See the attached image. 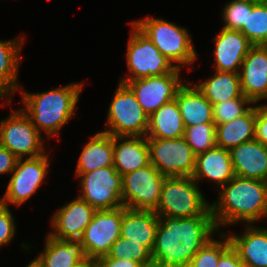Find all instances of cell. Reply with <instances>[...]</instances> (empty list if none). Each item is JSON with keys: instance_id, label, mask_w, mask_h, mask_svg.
Returning a JSON list of instances; mask_svg holds the SVG:
<instances>
[{"instance_id": "cell-1", "label": "cell", "mask_w": 267, "mask_h": 267, "mask_svg": "<svg viewBox=\"0 0 267 267\" xmlns=\"http://www.w3.org/2000/svg\"><path fill=\"white\" fill-rule=\"evenodd\" d=\"M153 262L158 267H188L192 257L210 240L217 226L213 216H158Z\"/></svg>"}, {"instance_id": "cell-2", "label": "cell", "mask_w": 267, "mask_h": 267, "mask_svg": "<svg viewBox=\"0 0 267 267\" xmlns=\"http://www.w3.org/2000/svg\"><path fill=\"white\" fill-rule=\"evenodd\" d=\"M222 188L220 201L210 206L218 229L222 224L253 223L267 216L266 181L235 176Z\"/></svg>"}, {"instance_id": "cell-3", "label": "cell", "mask_w": 267, "mask_h": 267, "mask_svg": "<svg viewBox=\"0 0 267 267\" xmlns=\"http://www.w3.org/2000/svg\"><path fill=\"white\" fill-rule=\"evenodd\" d=\"M83 85L73 83L36 94L22 92V102L25 104L22 110L40 133L42 129L47 135L54 136L75 113Z\"/></svg>"}, {"instance_id": "cell-4", "label": "cell", "mask_w": 267, "mask_h": 267, "mask_svg": "<svg viewBox=\"0 0 267 267\" xmlns=\"http://www.w3.org/2000/svg\"><path fill=\"white\" fill-rule=\"evenodd\" d=\"M190 176L165 177L161 198L154 211L158 216L185 218L212 216L210 205Z\"/></svg>"}, {"instance_id": "cell-5", "label": "cell", "mask_w": 267, "mask_h": 267, "mask_svg": "<svg viewBox=\"0 0 267 267\" xmlns=\"http://www.w3.org/2000/svg\"><path fill=\"white\" fill-rule=\"evenodd\" d=\"M133 24L171 63L192 64L197 58L190 35L185 28L151 17Z\"/></svg>"}, {"instance_id": "cell-6", "label": "cell", "mask_w": 267, "mask_h": 267, "mask_svg": "<svg viewBox=\"0 0 267 267\" xmlns=\"http://www.w3.org/2000/svg\"><path fill=\"white\" fill-rule=\"evenodd\" d=\"M108 111V130L111 136H146L149 116L143 111L132 90L119 84Z\"/></svg>"}, {"instance_id": "cell-7", "label": "cell", "mask_w": 267, "mask_h": 267, "mask_svg": "<svg viewBox=\"0 0 267 267\" xmlns=\"http://www.w3.org/2000/svg\"><path fill=\"white\" fill-rule=\"evenodd\" d=\"M132 34L127 48V64L130 76L121 82H129L134 79L161 76L173 72L181 65L172 64L155 47L152 41L146 37L133 23Z\"/></svg>"}, {"instance_id": "cell-8", "label": "cell", "mask_w": 267, "mask_h": 267, "mask_svg": "<svg viewBox=\"0 0 267 267\" xmlns=\"http://www.w3.org/2000/svg\"><path fill=\"white\" fill-rule=\"evenodd\" d=\"M150 163L165 177L192 176L196 155L185 139L146 138Z\"/></svg>"}, {"instance_id": "cell-9", "label": "cell", "mask_w": 267, "mask_h": 267, "mask_svg": "<svg viewBox=\"0 0 267 267\" xmlns=\"http://www.w3.org/2000/svg\"><path fill=\"white\" fill-rule=\"evenodd\" d=\"M165 176L150 163L122 176V200L126 208L155 211Z\"/></svg>"}, {"instance_id": "cell-10", "label": "cell", "mask_w": 267, "mask_h": 267, "mask_svg": "<svg viewBox=\"0 0 267 267\" xmlns=\"http://www.w3.org/2000/svg\"><path fill=\"white\" fill-rule=\"evenodd\" d=\"M81 177L82 194L79 197L96 210H111L124 206L122 200V176L114 166L93 170Z\"/></svg>"}, {"instance_id": "cell-11", "label": "cell", "mask_w": 267, "mask_h": 267, "mask_svg": "<svg viewBox=\"0 0 267 267\" xmlns=\"http://www.w3.org/2000/svg\"><path fill=\"white\" fill-rule=\"evenodd\" d=\"M0 145L18 159L24 155L35 158L45 152L41 133L22 109L12 112L9 118L0 122Z\"/></svg>"}, {"instance_id": "cell-12", "label": "cell", "mask_w": 267, "mask_h": 267, "mask_svg": "<svg viewBox=\"0 0 267 267\" xmlns=\"http://www.w3.org/2000/svg\"><path fill=\"white\" fill-rule=\"evenodd\" d=\"M123 206L111 210H97L80 239L86 257L107 256L112 244L121 236Z\"/></svg>"}, {"instance_id": "cell-13", "label": "cell", "mask_w": 267, "mask_h": 267, "mask_svg": "<svg viewBox=\"0 0 267 267\" xmlns=\"http://www.w3.org/2000/svg\"><path fill=\"white\" fill-rule=\"evenodd\" d=\"M48 155L35 158H19L12 177L8 183L7 190L0 203L8 205L13 203L21 205L34 194L48 173Z\"/></svg>"}, {"instance_id": "cell-14", "label": "cell", "mask_w": 267, "mask_h": 267, "mask_svg": "<svg viewBox=\"0 0 267 267\" xmlns=\"http://www.w3.org/2000/svg\"><path fill=\"white\" fill-rule=\"evenodd\" d=\"M179 68L161 76L134 79L126 84L134 93L143 111L150 116L162 105L175 99L178 89L183 85L179 79Z\"/></svg>"}, {"instance_id": "cell-15", "label": "cell", "mask_w": 267, "mask_h": 267, "mask_svg": "<svg viewBox=\"0 0 267 267\" xmlns=\"http://www.w3.org/2000/svg\"><path fill=\"white\" fill-rule=\"evenodd\" d=\"M97 210L80 197L60 208L53 216L55 232L49 235L58 240H80Z\"/></svg>"}, {"instance_id": "cell-16", "label": "cell", "mask_w": 267, "mask_h": 267, "mask_svg": "<svg viewBox=\"0 0 267 267\" xmlns=\"http://www.w3.org/2000/svg\"><path fill=\"white\" fill-rule=\"evenodd\" d=\"M241 68L239 77L243 95L253 103L267 99V46H253Z\"/></svg>"}, {"instance_id": "cell-17", "label": "cell", "mask_w": 267, "mask_h": 267, "mask_svg": "<svg viewBox=\"0 0 267 267\" xmlns=\"http://www.w3.org/2000/svg\"><path fill=\"white\" fill-rule=\"evenodd\" d=\"M217 71L239 73L241 64L254 46L240 30L222 28L214 39Z\"/></svg>"}, {"instance_id": "cell-18", "label": "cell", "mask_w": 267, "mask_h": 267, "mask_svg": "<svg viewBox=\"0 0 267 267\" xmlns=\"http://www.w3.org/2000/svg\"><path fill=\"white\" fill-rule=\"evenodd\" d=\"M235 176L267 182V147L253 139L230 150Z\"/></svg>"}, {"instance_id": "cell-19", "label": "cell", "mask_w": 267, "mask_h": 267, "mask_svg": "<svg viewBox=\"0 0 267 267\" xmlns=\"http://www.w3.org/2000/svg\"><path fill=\"white\" fill-rule=\"evenodd\" d=\"M113 148L114 168L121 176L150 164L146 136H113Z\"/></svg>"}, {"instance_id": "cell-20", "label": "cell", "mask_w": 267, "mask_h": 267, "mask_svg": "<svg viewBox=\"0 0 267 267\" xmlns=\"http://www.w3.org/2000/svg\"><path fill=\"white\" fill-rule=\"evenodd\" d=\"M191 177L195 181L202 178L210 179L220 187L227 184L235 177L230 150L215 146L196 155L195 170Z\"/></svg>"}, {"instance_id": "cell-21", "label": "cell", "mask_w": 267, "mask_h": 267, "mask_svg": "<svg viewBox=\"0 0 267 267\" xmlns=\"http://www.w3.org/2000/svg\"><path fill=\"white\" fill-rule=\"evenodd\" d=\"M159 217L154 211L134 210L123 206L121 237L139 242L151 252L154 248Z\"/></svg>"}, {"instance_id": "cell-22", "label": "cell", "mask_w": 267, "mask_h": 267, "mask_svg": "<svg viewBox=\"0 0 267 267\" xmlns=\"http://www.w3.org/2000/svg\"><path fill=\"white\" fill-rule=\"evenodd\" d=\"M183 84L177 91V101L184 127L203 123H214L213 105L204 97L196 86Z\"/></svg>"}, {"instance_id": "cell-23", "label": "cell", "mask_w": 267, "mask_h": 267, "mask_svg": "<svg viewBox=\"0 0 267 267\" xmlns=\"http://www.w3.org/2000/svg\"><path fill=\"white\" fill-rule=\"evenodd\" d=\"M242 236H228L245 267H267V229L246 228Z\"/></svg>"}, {"instance_id": "cell-24", "label": "cell", "mask_w": 267, "mask_h": 267, "mask_svg": "<svg viewBox=\"0 0 267 267\" xmlns=\"http://www.w3.org/2000/svg\"><path fill=\"white\" fill-rule=\"evenodd\" d=\"M182 116L174 99L149 116L146 138L179 139L184 136Z\"/></svg>"}, {"instance_id": "cell-25", "label": "cell", "mask_w": 267, "mask_h": 267, "mask_svg": "<svg viewBox=\"0 0 267 267\" xmlns=\"http://www.w3.org/2000/svg\"><path fill=\"white\" fill-rule=\"evenodd\" d=\"M113 155V136L104 132L96 133L80 154L76 174L114 166Z\"/></svg>"}, {"instance_id": "cell-26", "label": "cell", "mask_w": 267, "mask_h": 267, "mask_svg": "<svg viewBox=\"0 0 267 267\" xmlns=\"http://www.w3.org/2000/svg\"><path fill=\"white\" fill-rule=\"evenodd\" d=\"M256 106L244 115L216 126V146L231 150L255 139Z\"/></svg>"}, {"instance_id": "cell-27", "label": "cell", "mask_w": 267, "mask_h": 267, "mask_svg": "<svg viewBox=\"0 0 267 267\" xmlns=\"http://www.w3.org/2000/svg\"><path fill=\"white\" fill-rule=\"evenodd\" d=\"M38 259L44 267H72L86 258L80 240H58L48 235Z\"/></svg>"}, {"instance_id": "cell-28", "label": "cell", "mask_w": 267, "mask_h": 267, "mask_svg": "<svg viewBox=\"0 0 267 267\" xmlns=\"http://www.w3.org/2000/svg\"><path fill=\"white\" fill-rule=\"evenodd\" d=\"M195 86L212 105L243 96L239 73L216 70L214 77Z\"/></svg>"}, {"instance_id": "cell-29", "label": "cell", "mask_w": 267, "mask_h": 267, "mask_svg": "<svg viewBox=\"0 0 267 267\" xmlns=\"http://www.w3.org/2000/svg\"><path fill=\"white\" fill-rule=\"evenodd\" d=\"M0 41V97H4L19 89L17 84V71L19 66L20 40ZM19 40V41H18Z\"/></svg>"}, {"instance_id": "cell-30", "label": "cell", "mask_w": 267, "mask_h": 267, "mask_svg": "<svg viewBox=\"0 0 267 267\" xmlns=\"http://www.w3.org/2000/svg\"><path fill=\"white\" fill-rule=\"evenodd\" d=\"M240 32L254 46H267V4H253L251 11H247L246 23Z\"/></svg>"}, {"instance_id": "cell-31", "label": "cell", "mask_w": 267, "mask_h": 267, "mask_svg": "<svg viewBox=\"0 0 267 267\" xmlns=\"http://www.w3.org/2000/svg\"><path fill=\"white\" fill-rule=\"evenodd\" d=\"M183 138L195 155L204 153L216 146V126L203 123L185 127Z\"/></svg>"}, {"instance_id": "cell-32", "label": "cell", "mask_w": 267, "mask_h": 267, "mask_svg": "<svg viewBox=\"0 0 267 267\" xmlns=\"http://www.w3.org/2000/svg\"><path fill=\"white\" fill-rule=\"evenodd\" d=\"M107 256L120 260L131 259L141 265L153 262L152 252L146 246L139 242L128 241V239L121 236L112 244L111 250Z\"/></svg>"}, {"instance_id": "cell-33", "label": "cell", "mask_w": 267, "mask_h": 267, "mask_svg": "<svg viewBox=\"0 0 267 267\" xmlns=\"http://www.w3.org/2000/svg\"><path fill=\"white\" fill-rule=\"evenodd\" d=\"M224 241L210 239L191 259L188 267H218L220 256L231 246L228 236Z\"/></svg>"}, {"instance_id": "cell-34", "label": "cell", "mask_w": 267, "mask_h": 267, "mask_svg": "<svg viewBox=\"0 0 267 267\" xmlns=\"http://www.w3.org/2000/svg\"><path fill=\"white\" fill-rule=\"evenodd\" d=\"M253 103L246 96L226 100L213 105V118L215 126L229 122L246 114L252 107L244 108V105Z\"/></svg>"}, {"instance_id": "cell-35", "label": "cell", "mask_w": 267, "mask_h": 267, "mask_svg": "<svg viewBox=\"0 0 267 267\" xmlns=\"http://www.w3.org/2000/svg\"><path fill=\"white\" fill-rule=\"evenodd\" d=\"M253 2L249 0H232L223 11V20L226 29L241 30L247 18V11L253 8Z\"/></svg>"}, {"instance_id": "cell-36", "label": "cell", "mask_w": 267, "mask_h": 267, "mask_svg": "<svg viewBox=\"0 0 267 267\" xmlns=\"http://www.w3.org/2000/svg\"><path fill=\"white\" fill-rule=\"evenodd\" d=\"M15 234V225L8 206L0 203V246L8 244Z\"/></svg>"}, {"instance_id": "cell-37", "label": "cell", "mask_w": 267, "mask_h": 267, "mask_svg": "<svg viewBox=\"0 0 267 267\" xmlns=\"http://www.w3.org/2000/svg\"><path fill=\"white\" fill-rule=\"evenodd\" d=\"M255 140L267 147V115L256 106Z\"/></svg>"}, {"instance_id": "cell-38", "label": "cell", "mask_w": 267, "mask_h": 267, "mask_svg": "<svg viewBox=\"0 0 267 267\" xmlns=\"http://www.w3.org/2000/svg\"><path fill=\"white\" fill-rule=\"evenodd\" d=\"M17 161L18 158L13 153L0 145V174L13 172Z\"/></svg>"}, {"instance_id": "cell-39", "label": "cell", "mask_w": 267, "mask_h": 267, "mask_svg": "<svg viewBox=\"0 0 267 267\" xmlns=\"http://www.w3.org/2000/svg\"><path fill=\"white\" fill-rule=\"evenodd\" d=\"M218 267H245L237 251L230 246L219 259Z\"/></svg>"}, {"instance_id": "cell-40", "label": "cell", "mask_w": 267, "mask_h": 267, "mask_svg": "<svg viewBox=\"0 0 267 267\" xmlns=\"http://www.w3.org/2000/svg\"><path fill=\"white\" fill-rule=\"evenodd\" d=\"M98 267H141L142 265L131 259H117L109 258L108 256H103L97 258Z\"/></svg>"}, {"instance_id": "cell-41", "label": "cell", "mask_w": 267, "mask_h": 267, "mask_svg": "<svg viewBox=\"0 0 267 267\" xmlns=\"http://www.w3.org/2000/svg\"><path fill=\"white\" fill-rule=\"evenodd\" d=\"M72 267H98L97 260L94 258L86 257L82 261H79Z\"/></svg>"}, {"instance_id": "cell-42", "label": "cell", "mask_w": 267, "mask_h": 267, "mask_svg": "<svg viewBox=\"0 0 267 267\" xmlns=\"http://www.w3.org/2000/svg\"><path fill=\"white\" fill-rule=\"evenodd\" d=\"M26 267H44V265L37 257L35 260L31 261V263L28 264Z\"/></svg>"}, {"instance_id": "cell-43", "label": "cell", "mask_w": 267, "mask_h": 267, "mask_svg": "<svg viewBox=\"0 0 267 267\" xmlns=\"http://www.w3.org/2000/svg\"><path fill=\"white\" fill-rule=\"evenodd\" d=\"M141 267H158L156 262H151L145 265H142Z\"/></svg>"}, {"instance_id": "cell-44", "label": "cell", "mask_w": 267, "mask_h": 267, "mask_svg": "<svg viewBox=\"0 0 267 267\" xmlns=\"http://www.w3.org/2000/svg\"><path fill=\"white\" fill-rule=\"evenodd\" d=\"M252 1L253 3H258V4H267V0H249Z\"/></svg>"}, {"instance_id": "cell-45", "label": "cell", "mask_w": 267, "mask_h": 267, "mask_svg": "<svg viewBox=\"0 0 267 267\" xmlns=\"http://www.w3.org/2000/svg\"><path fill=\"white\" fill-rule=\"evenodd\" d=\"M258 107L267 115V105H259Z\"/></svg>"}]
</instances>
